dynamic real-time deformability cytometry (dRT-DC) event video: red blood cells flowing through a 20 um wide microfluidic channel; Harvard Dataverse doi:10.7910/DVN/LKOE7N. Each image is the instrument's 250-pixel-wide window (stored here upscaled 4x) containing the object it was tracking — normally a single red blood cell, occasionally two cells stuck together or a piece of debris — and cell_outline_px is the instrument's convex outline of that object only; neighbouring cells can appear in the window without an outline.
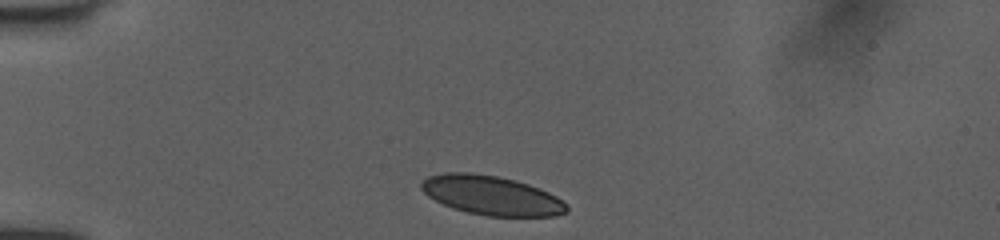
{"species": "human", "species_latin": "Homo sapiens", "temperature_condition": "room temperature", "stored_images_in_passage": 34, "camera_frame_rate_fps": 3000, "um_per_image_px": 0.085, "donor": {"sex": "female"}, "frame": {"image": 1, "passage_image": 1, "time_ms": 0.0, "image_size_px": [1000, 240], "cell_outline_px": [[568, 212], [556, 216], [484, 216], [452, 208], [428, 196], [420, 188], [420, 184], [428, 176], [444, 172], [472, 172], [496, 176], [516, 180], [528, 184], [548, 192], [556, 196], [568, 204]], "centroid_in_image_um": [41.78, 16.61], "position_along_channel_um": 43.2, "area_um2": 33.35}}
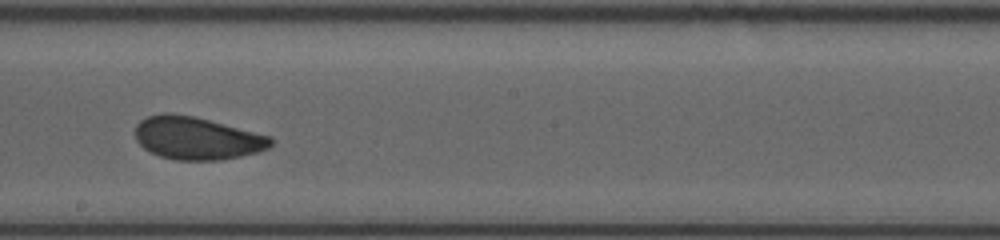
{"frame": {"image": 2, "passage_image": 18, "time_ms": 5.667, "image_size_px": [1000, 240], "cell_outline_px": [[272, 144], [268, 148], [256, 152], [240, 156], [220, 160], [176, 160], [160, 156], [144, 148], [136, 140], [136, 124], [140, 120], [148, 116], [164, 112], [172, 112], [196, 116], [272, 136]], "centroid_in_image_um": [16.73, 11.72], "position_along_channel_um": 231.5, "area_um2": 33.93}}
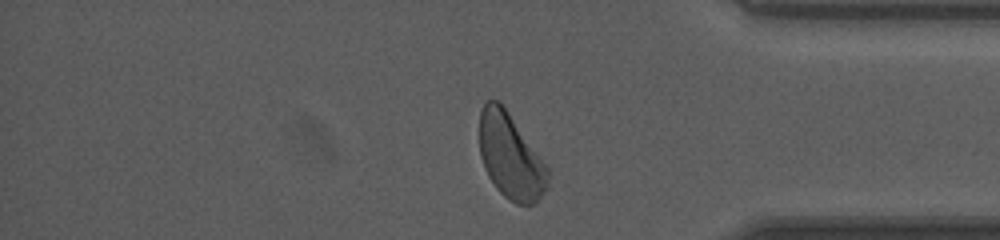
{"frame": {"image": 3, "passage_image": 31, "time_ms": 10.0, "image_size_px": [1000, 240], "cell_outline_px": [[548, 188], [532, 204], [516, 204], [508, 200], [496, 188], [488, 176], [484, 168], [480, 156], [480, 112], [484, 104], [488, 100], [496, 100], [508, 112], [548, 168]], "centroid_in_image_um": [43.38, 13.33], "position_along_channel_um": 391.8, "area_um2": 33.41}, "authors_computed_cell_mechanics": {"area_um2": 33.813, "velocity_mm_per_s": 4.0179, "shape_relaxation_time_tau1_ms": 3.8089, "shape_relaxation_time_tau2_ms": 1.4792, "deformation_change_tau1": 0.1066, "deformation_change_tau2": 0.0641}}